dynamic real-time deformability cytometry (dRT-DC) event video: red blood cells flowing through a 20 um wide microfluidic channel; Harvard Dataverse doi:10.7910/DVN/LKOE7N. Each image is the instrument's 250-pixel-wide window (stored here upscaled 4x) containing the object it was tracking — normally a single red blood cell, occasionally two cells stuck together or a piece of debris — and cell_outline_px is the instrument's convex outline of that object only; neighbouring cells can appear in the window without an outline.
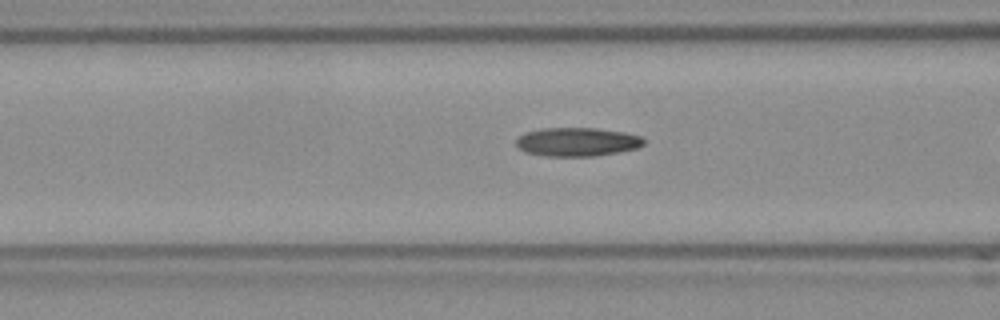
{"species": "Egyptian fruit bat (a non-hibernating species)", "species_latin": "Rousettus aegyptiacus", "temperature_condition": "room temperature", "stored_images_in_passage": 6, "camera_frame_rate_fps": 3000, "um_per_image_px": 0.085, "frame": {"image": 1, "passage_image": 5, "time_ms": 1.333, "image_size_px": [1000, 320], "cell_outline_px": [[644, 144], [636, 148], [616, 152], [592, 156], [544, 156], [524, 152], [516, 144], [516, 140], [524, 132], [540, 128], [596, 128], [624, 132], [640, 136], [644, 140]], "centroid_in_image_um": [49.01, 12.05], "position_along_channel_um": 117.6, "area_um2": 21.27}}